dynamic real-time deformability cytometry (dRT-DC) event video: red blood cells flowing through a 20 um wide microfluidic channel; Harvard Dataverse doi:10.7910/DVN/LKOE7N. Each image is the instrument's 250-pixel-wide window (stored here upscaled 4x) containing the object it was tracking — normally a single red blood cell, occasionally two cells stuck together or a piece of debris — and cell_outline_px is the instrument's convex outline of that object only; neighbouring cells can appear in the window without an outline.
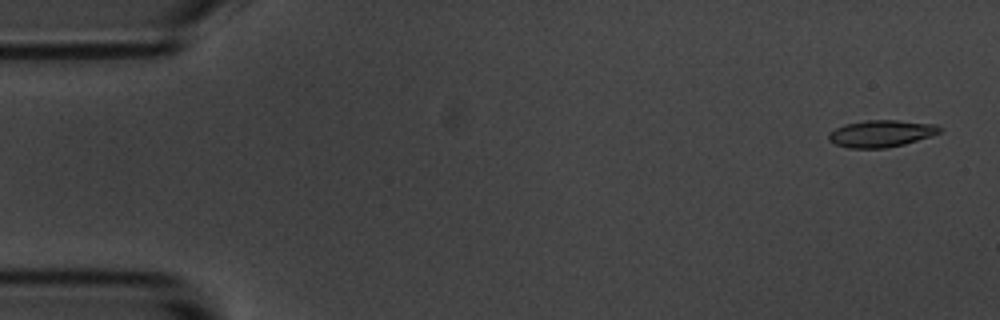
{"species": "common noctule bat (a hibernating species)", "species_latin": "Nyctalus noctula", "temperature_condition": "room temperature", "stored_images_in_passage": 4, "camera_frame_rate_fps": 3000, "um_per_image_px": 0.085, "animal": {"sex": "male", "body_mass_g": 20.1, "forearm_length_mm": 53.5}, "frame": {"image": 1, "passage_image": 1, "time_ms": 0.0, "image_size_px": [1000, 320], "cell_outline_px": [[940, 132], [932, 136], [904, 144], [888, 148], [848, 148], [836, 144], [828, 140], [828, 132], [844, 124], [864, 120], [900, 120], [936, 124], [940, 128]], "centroid_in_image_um": [74.88, 11.35], "position_along_channel_um": 10.1, "area_um2": 17.57}}
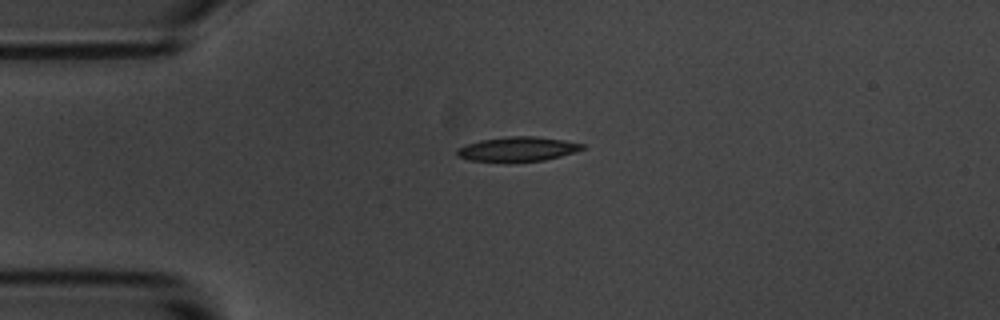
{"frame": {"image": 2, "passage_image": 4, "time_ms": 3.667, "image_size_px": [1000, 320], "cell_outline_px": [[584, 148], [576, 152], [544, 160], [468, 160], [456, 156], [456, 148], [464, 144], [480, 140], [508, 136], [532, 136], [564, 140], [584, 144]], "centroid_in_image_um": [43.97, 12.64], "position_along_channel_um": 41.0, "area_um2": 17.51}}